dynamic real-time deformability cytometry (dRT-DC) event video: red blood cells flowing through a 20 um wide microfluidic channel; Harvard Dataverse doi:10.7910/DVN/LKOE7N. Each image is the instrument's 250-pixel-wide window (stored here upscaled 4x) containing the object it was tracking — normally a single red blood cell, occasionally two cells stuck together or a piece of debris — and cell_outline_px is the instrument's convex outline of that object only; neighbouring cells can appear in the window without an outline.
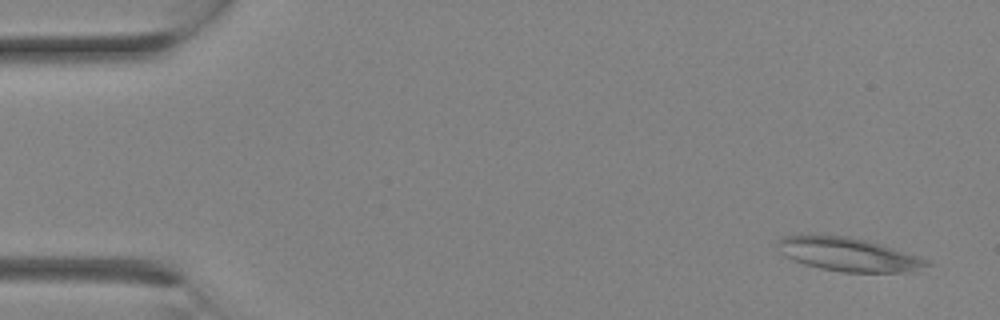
{"species": "Egyptian fruit bat (a non-hibernating species)", "species_latin": "Rousettus aegyptiacus", "temperature_condition": "room temperature", "stored_images_in_passage": 7, "camera_frame_rate_fps": 3000, "um_per_image_px": 0.085, "animal": {"sex": "female"}, "frame": {"image": 1, "passage_image": 2, "time_ms": 0.333, "image_size_px": [1000, 320], "cell_outline_px": [[932, 264], [904, 272], [840, 272], [820, 268], [804, 264], [784, 256], [776, 248], [776, 240], [784, 236], [848, 236], [880, 244], [928, 260]], "centroid_in_image_um": [72.03, 21.63], "position_along_channel_um": 13.0, "area_um2": 28.55}}